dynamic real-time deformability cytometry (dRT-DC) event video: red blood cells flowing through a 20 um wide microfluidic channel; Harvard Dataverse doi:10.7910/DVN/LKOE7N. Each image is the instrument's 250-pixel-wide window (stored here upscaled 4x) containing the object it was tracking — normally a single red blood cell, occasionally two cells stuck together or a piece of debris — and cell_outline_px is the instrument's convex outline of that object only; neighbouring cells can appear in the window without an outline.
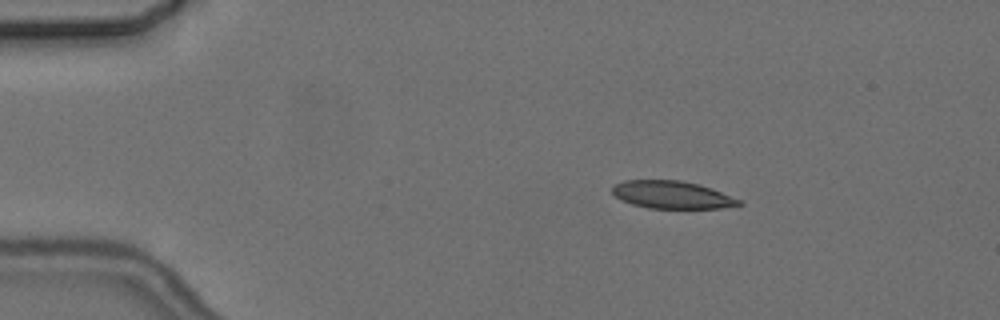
{"species": "common noctule bat (a hibernating species)", "species_latin": "Nyctalus noctula", "temperature_condition": "cold", "stored_images_in_passage": 3, "camera_frame_rate_fps": 3000, "um_per_image_px": 0.085, "animal": {"sex": "female", "body_mass_g": 24.6, "forearm_length_mm": 56.2}, "frame": {"image": 1, "passage_image": 1, "time_ms": 0.0, "image_size_px": [1000, 320], "cell_outline_px": [[744, 204], [720, 208], [648, 208], [632, 204], [616, 196], [612, 192], [612, 188], [616, 184], [624, 180], [680, 180], [700, 184], [712, 188], [744, 200]], "centroid_in_image_um": [57.2, 16.55], "position_along_channel_um": 27.8, "area_um2": 20.46}}